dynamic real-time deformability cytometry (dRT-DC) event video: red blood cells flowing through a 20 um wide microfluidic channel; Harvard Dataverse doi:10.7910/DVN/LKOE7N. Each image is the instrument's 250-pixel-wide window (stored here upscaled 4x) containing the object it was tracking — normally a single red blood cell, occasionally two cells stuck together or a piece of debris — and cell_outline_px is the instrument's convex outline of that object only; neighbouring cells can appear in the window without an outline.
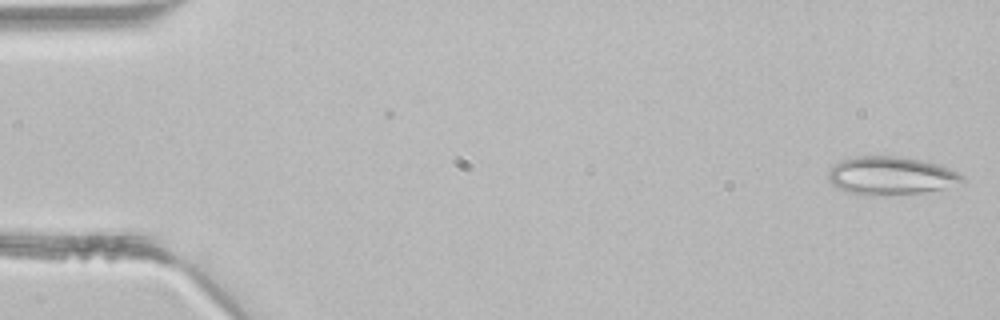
{"species": "common noctule bat (a hibernating species)", "species_latin": "Nyctalus noctula", "temperature_condition": "room temperature", "stored_images_in_passage": 3, "camera_frame_rate_fps": 3000, "um_per_image_px": 0.085, "animal": {"sex": "male", "body_mass_g": 21.5, "forearm_length_mm": 52.0}, "frame": {"image": 1, "passage_image": 1, "time_ms": 0.0, "image_size_px": [1000, 320], "cell_outline_px": [[964, 184], [920, 192], [884, 196], [868, 196], [848, 192], [832, 184], [828, 180], [828, 172], [840, 160], [856, 156], [900, 156], [936, 164], [948, 168], [964, 176]], "centroid_in_image_um": [75.71, 14.95], "position_along_channel_um": 9.3, "area_um2": 29.77}}